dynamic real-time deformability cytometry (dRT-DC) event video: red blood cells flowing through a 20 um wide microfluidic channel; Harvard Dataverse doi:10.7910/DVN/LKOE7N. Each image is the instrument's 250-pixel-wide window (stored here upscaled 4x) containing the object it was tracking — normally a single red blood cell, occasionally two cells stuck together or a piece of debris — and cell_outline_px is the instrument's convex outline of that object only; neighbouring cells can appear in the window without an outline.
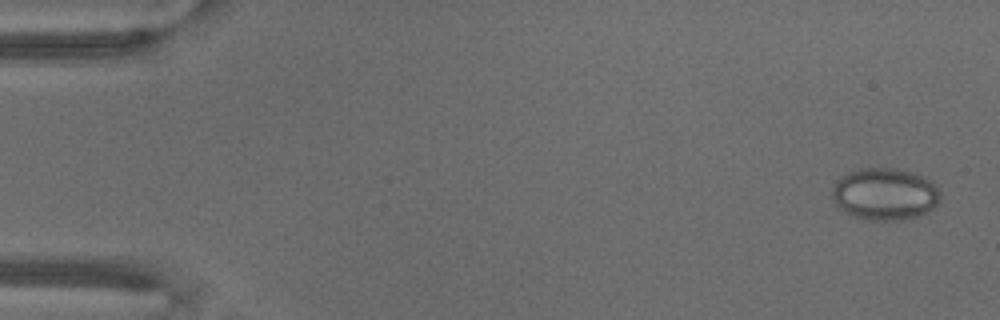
{"species": "common noctule bat (a hibernating species)", "species_latin": "Nyctalus noctula", "temperature_condition": "warm", "stored_images_in_passage": 70, "camera_frame_rate_fps": 3000, "um_per_image_px": 0.085, "animal": {"sex": "male", "body_mass_g": 18.8}, "frame": {"image": 1, "passage_image": 3, "time_ms": 0.667, "image_size_px": [1000, 320], "cell_outline_px": [[940, 200], [928, 212], [920, 216], [896, 220], [868, 220], [856, 216], [836, 208], [832, 196], [832, 188], [836, 180], [848, 172], [860, 168], [896, 168], [912, 172], [924, 176], [932, 180], [940, 192]], "centroid_in_image_um": [75.21, 16.48], "position_along_channel_um": 9.8, "area_um2": 33.12}}
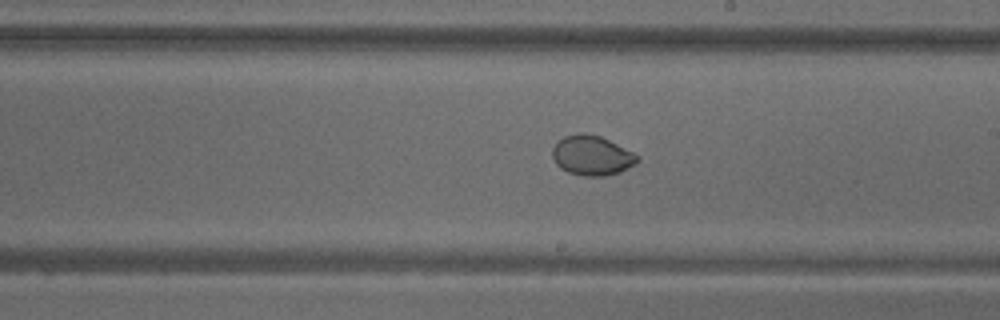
{"frame": {"image": 2, "passage_image": 41, "time_ms": 13.333, "image_size_px": [1000, 320], "cell_outline_px": [[640, 160], [636, 164], [620, 172], [604, 176], [584, 176], [568, 172], [560, 168], [556, 164], [552, 156], [552, 148], [564, 136], [576, 132], [584, 132], [600, 136], [640, 156]], "centroid_in_image_um": [50.31, 13.21], "position_along_channel_um": 238.7, "area_um2": 19.77}}
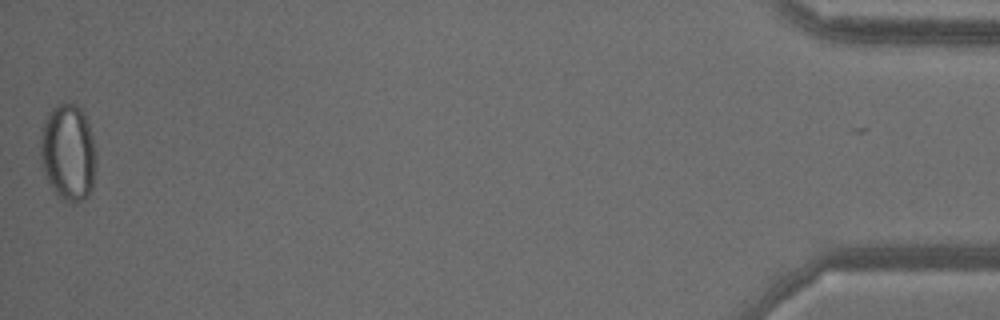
{"frame": {"image": 3, "passage_image": 70, "time_ms": 23.0, "image_size_px": [1000, 320], "cell_outline_px": [[96, 164], [92, 188], [88, 196], [84, 200], [72, 204], [60, 200], [52, 188], [44, 172], [40, 156], [40, 128], [48, 112], [52, 108], [60, 104], [76, 104], [80, 108], [88, 124], [96, 148]], "centroid_in_image_um": [5.79, 13.0], "position_along_channel_um": 429.4, "area_um2": 31.85}}